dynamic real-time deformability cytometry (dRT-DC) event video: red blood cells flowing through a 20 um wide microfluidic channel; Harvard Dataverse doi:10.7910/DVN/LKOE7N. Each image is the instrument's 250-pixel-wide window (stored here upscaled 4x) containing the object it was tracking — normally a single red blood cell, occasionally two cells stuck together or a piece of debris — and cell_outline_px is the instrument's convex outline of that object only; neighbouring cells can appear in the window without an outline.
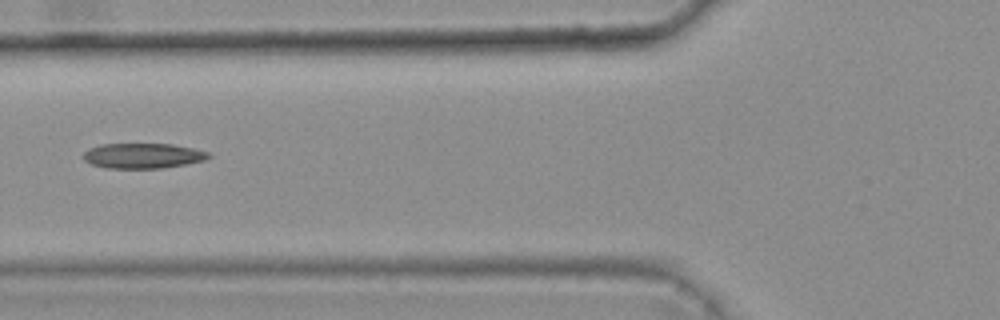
{"species": "common noctule bat (a hibernating species)", "species_latin": "Nyctalus noctula", "temperature_condition": "warm", "stored_images_in_passage": 8, "camera_frame_rate_fps": 3000, "um_per_image_px": 0.085, "animal": {"sex": "female", "body_mass_g": 25.1}, "frame": {"image": 1, "passage_image": 5, "time_ms": 1.333, "image_size_px": [1000, 320], "cell_outline_px": [[212, 156], [204, 160], [184, 164], [160, 168], [108, 168], [92, 164], [84, 160], [84, 152], [88, 148], [100, 144], [172, 144], [192, 148], [208, 152]], "centroid_in_image_um": [12.12, 13.23], "position_along_channel_um": 113.7, "area_um2": 18.21}}
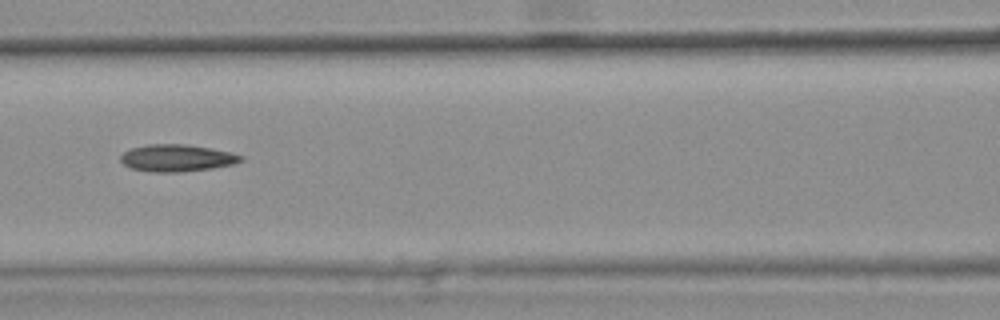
{"frame": {"image": 2, "passage_image": 6, "time_ms": 1.667, "image_size_px": [1000, 320], "cell_outline_px": [[244, 160], [232, 164], [212, 168], [180, 172], [152, 172], [132, 168], [124, 164], [120, 160], [120, 156], [124, 152], [132, 148], [148, 144], [184, 144], [232, 152], [244, 156]], "centroid_in_image_um": [15.05, 13.43], "position_along_channel_um": 151.6, "area_um2": 18.84}}